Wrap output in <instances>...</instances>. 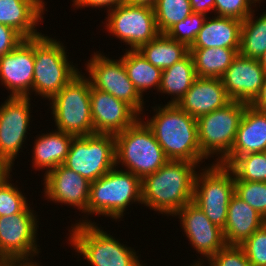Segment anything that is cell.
<instances>
[{
  "label": "cell",
  "instance_id": "cell-32",
  "mask_svg": "<svg viewBox=\"0 0 266 266\" xmlns=\"http://www.w3.org/2000/svg\"><path fill=\"white\" fill-rule=\"evenodd\" d=\"M155 18L160 34H165L172 26L192 13L190 0H158Z\"/></svg>",
  "mask_w": 266,
  "mask_h": 266
},
{
  "label": "cell",
  "instance_id": "cell-38",
  "mask_svg": "<svg viewBox=\"0 0 266 266\" xmlns=\"http://www.w3.org/2000/svg\"><path fill=\"white\" fill-rule=\"evenodd\" d=\"M252 7L249 0H215L214 15L243 21L252 13Z\"/></svg>",
  "mask_w": 266,
  "mask_h": 266
},
{
  "label": "cell",
  "instance_id": "cell-1",
  "mask_svg": "<svg viewBox=\"0 0 266 266\" xmlns=\"http://www.w3.org/2000/svg\"><path fill=\"white\" fill-rule=\"evenodd\" d=\"M200 165L186 160H168L141 180L142 204L165 216H174L192 202L196 167Z\"/></svg>",
  "mask_w": 266,
  "mask_h": 266
},
{
  "label": "cell",
  "instance_id": "cell-7",
  "mask_svg": "<svg viewBox=\"0 0 266 266\" xmlns=\"http://www.w3.org/2000/svg\"><path fill=\"white\" fill-rule=\"evenodd\" d=\"M90 89V80L80 72L49 100L57 130L75 137L94 134Z\"/></svg>",
  "mask_w": 266,
  "mask_h": 266
},
{
  "label": "cell",
  "instance_id": "cell-15",
  "mask_svg": "<svg viewBox=\"0 0 266 266\" xmlns=\"http://www.w3.org/2000/svg\"><path fill=\"white\" fill-rule=\"evenodd\" d=\"M181 222V229L189 239L191 246L196 253L201 254L199 261H195L191 265L206 266L204 261L218 253L227 244L225 242L223 229L213 224L193 202L186 204L175 215Z\"/></svg>",
  "mask_w": 266,
  "mask_h": 266
},
{
  "label": "cell",
  "instance_id": "cell-30",
  "mask_svg": "<svg viewBox=\"0 0 266 266\" xmlns=\"http://www.w3.org/2000/svg\"><path fill=\"white\" fill-rule=\"evenodd\" d=\"M254 13L242 22L239 54L258 59L266 50V12L258 18Z\"/></svg>",
  "mask_w": 266,
  "mask_h": 266
},
{
  "label": "cell",
  "instance_id": "cell-18",
  "mask_svg": "<svg viewBox=\"0 0 266 266\" xmlns=\"http://www.w3.org/2000/svg\"><path fill=\"white\" fill-rule=\"evenodd\" d=\"M46 199L77 207L79 212L87 214L91 182L64 164L49 171L43 178Z\"/></svg>",
  "mask_w": 266,
  "mask_h": 266
},
{
  "label": "cell",
  "instance_id": "cell-25",
  "mask_svg": "<svg viewBox=\"0 0 266 266\" xmlns=\"http://www.w3.org/2000/svg\"><path fill=\"white\" fill-rule=\"evenodd\" d=\"M75 136L54 129L52 132L38 135L34 140L32 168L46 170L44 175L64 164L70 145Z\"/></svg>",
  "mask_w": 266,
  "mask_h": 266
},
{
  "label": "cell",
  "instance_id": "cell-8",
  "mask_svg": "<svg viewBox=\"0 0 266 266\" xmlns=\"http://www.w3.org/2000/svg\"><path fill=\"white\" fill-rule=\"evenodd\" d=\"M247 105L231 101L223 108L197 118L200 150L206 159L215 155L218 157L214 162L220 163L229 154Z\"/></svg>",
  "mask_w": 266,
  "mask_h": 266
},
{
  "label": "cell",
  "instance_id": "cell-46",
  "mask_svg": "<svg viewBox=\"0 0 266 266\" xmlns=\"http://www.w3.org/2000/svg\"><path fill=\"white\" fill-rule=\"evenodd\" d=\"M12 259L4 252L0 244V264L11 261Z\"/></svg>",
  "mask_w": 266,
  "mask_h": 266
},
{
  "label": "cell",
  "instance_id": "cell-5",
  "mask_svg": "<svg viewBox=\"0 0 266 266\" xmlns=\"http://www.w3.org/2000/svg\"><path fill=\"white\" fill-rule=\"evenodd\" d=\"M140 117L133 125L114 135L116 166L125 167L141 180L161 168L169 159L152 129Z\"/></svg>",
  "mask_w": 266,
  "mask_h": 266
},
{
  "label": "cell",
  "instance_id": "cell-4",
  "mask_svg": "<svg viewBox=\"0 0 266 266\" xmlns=\"http://www.w3.org/2000/svg\"><path fill=\"white\" fill-rule=\"evenodd\" d=\"M117 168L113 167L91 182L87 215H102L117 221L122 219L129 205L135 202L142 205L141 179L130 171Z\"/></svg>",
  "mask_w": 266,
  "mask_h": 266
},
{
  "label": "cell",
  "instance_id": "cell-33",
  "mask_svg": "<svg viewBox=\"0 0 266 266\" xmlns=\"http://www.w3.org/2000/svg\"><path fill=\"white\" fill-rule=\"evenodd\" d=\"M234 193L266 219V182L234 180Z\"/></svg>",
  "mask_w": 266,
  "mask_h": 266
},
{
  "label": "cell",
  "instance_id": "cell-13",
  "mask_svg": "<svg viewBox=\"0 0 266 266\" xmlns=\"http://www.w3.org/2000/svg\"><path fill=\"white\" fill-rule=\"evenodd\" d=\"M30 102V97L8 96L0 106V159L11 168L30 134Z\"/></svg>",
  "mask_w": 266,
  "mask_h": 266
},
{
  "label": "cell",
  "instance_id": "cell-27",
  "mask_svg": "<svg viewBox=\"0 0 266 266\" xmlns=\"http://www.w3.org/2000/svg\"><path fill=\"white\" fill-rule=\"evenodd\" d=\"M121 60L123 61L127 76L142 97H144L143 93L152 87L155 90L157 89L158 93L162 75L160 68L153 66L138 50L126 49Z\"/></svg>",
  "mask_w": 266,
  "mask_h": 266
},
{
  "label": "cell",
  "instance_id": "cell-31",
  "mask_svg": "<svg viewBox=\"0 0 266 266\" xmlns=\"http://www.w3.org/2000/svg\"><path fill=\"white\" fill-rule=\"evenodd\" d=\"M227 167L234 180L266 182V152L238 156Z\"/></svg>",
  "mask_w": 266,
  "mask_h": 266
},
{
  "label": "cell",
  "instance_id": "cell-40",
  "mask_svg": "<svg viewBox=\"0 0 266 266\" xmlns=\"http://www.w3.org/2000/svg\"><path fill=\"white\" fill-rule=\"evenodd\" d=\"M72 6L76 9L84 8V7H92V8H108L107 11H111L116 7L126 3V0H72Z\"/></svg>",
  "mask_w": 266,
  "mask_h": 266
},
{
  "label": "cell",
  "instance_id": "cell-11",
  "mask_svg": "<svg viewBox=\"0 0 266 266\" xmlns=\"http://www.w3.org/2000/svg\"><path fill=\"white\" fill-rule=\"evenodd\" d=\"M85 65L87 77L91 86L108 92L121 101L130 105L139 115L144 112V98L135 89L134 84L127 76L123 61L111 59L101 52H94Z\"/></svg>",
  "mask_w": 266,
  "mask_h": 266
},
{
  "label": "cell",
  "instance_id": "cell-42",
  "mask_svg": "<svg viewBox=\"0 0 266 266\" xmlns=\"http://www.w3.org/2000/svg\"><path fill=\"white\" fill-rule=\"evenodd\" d=\"M250 105L258 111L266 112V74L260 93Z\"/></svg>",
  "mask_w": 266,
  "mask_h": 266
},
{
  "label": "cell",
  "instance_id": "cell-41",
  "mask_svg": "<svg viewBox=\"0 0 266 266\" xmlns=\"http://www.w3.org/2000/svg\"><path fill=\"white\" fill-rule=\"evenodd\" d=\"M192 12L208 15V12L214 13L215 0H190Z\"/></svg>",
  "mask_w": 266,
  "mask_h": 266
},
{
  "label": "cell",
  "instance_id": "cell-19",
  "mask_svg": "<svg viewBox=\"0 0 266 266\" xmlns=\"http://www.w3.org/2000/svg\"><path fill=\"white\" fill-rule=\"evenodd\" d=\"M265 74L258 59L238 53L220 79L232 101L250 105L260 93Z\"/></svg>",
  "mask_w": 266,
  "mask_h": 266
},
{
  "label": "cell",
  "instance_id": "cell-2",
  "mask_svg": "<svg viewBox=\"0 0 266 266\" xmlns=\"http://www.w3.org/2000/svg\"><path fill=\"white\" fill-rule=\"evenodd\" d=\"M153 109L155 115L145 122L166 157L169 160L203 163L206 158L200 150L197 119L174 104H160Z\"/></svg>",
  "mask_w": 266,
  "mask_h": 266
},
{
  "label": "cell",
  "instance_id": "cell-12",
  "mask_svg": "<svg viewBox=\"0 0 266 266\" xmlns=\"http://www.w3.org/2000/svg\"><path fill=\"white\" fill-rule=\"evenodd\" d=\"M106 19L107 32L129 45L130 50H137L160 34L155 11L150 7L124 3L109 11Z\"/></svg>",
  "mask_w": 266,
  "mask_h": 266
},
{
  "label": "cell",
  "instance_id": "cell-6",
  "mask_svg": "<svg viewBox=\"0 0 266 266\" xmlns=\"http://www.w3.org/2000/svg\"><path fill=\"white\" fill-rule=\"evenodd\" d=\"M34 56L32 92L45 100H51L81 72L68 60L66 48L55 37H34Z\"/></svg>",
  "mask_w": 266,
  "mask_h": 266
},
{
  "label": "cell",
  "instance_id": "cell-16",
  "mask_svg": "<svg viewBox=\"0 0 266 266\" xmlns=\"http://www.w3.org/2000/svg\"><path fill=\"white\" fill-rule=\"evenodd\" d=\"M34 62V38L23 40L0 57V81L10 91L8 96L32 97Z\"/></svg>",
  "mask_w": 266,
  "mask_h": 266
},
{
  "label": "cell",
  "instance_id": "cell-44",
  "mask_svg": "<svg viewBox=\"0 0 266 266\" xmlns=\"http://www.w3.org/2000/svg\"><path fill=\"white\" fill-rule=\"evenodd\" d=\"M158 0H126L127 4L155 8Z\"/></svg>",
  "mask_w": 266,
  "mask_h": 266
},
{
  "label": "cell",
  "instance_id": "cell-28",
  "mask_svg": "<svg viewBox=\"0 0 266 266\" xmlns=\"http://www.w3.org/2000/svg\"><path fill=\"white\" fill-rule=\"evenodd\" d=\"M137 50L147 61L161 70L171 67L189 53V48L184 43L171 39L166 34H159Z\"/></svg>",
  "mask_w": 266,
  "mask_h": 266
},
{
  "label": "cell",
  "instance_id": "cell-48",
  "mask_svg": "<svg viewBox=\"0 0 266 266\" xmlns=\"http://www.w3.org/2000/svg\"><path fill=\"white\" fill-rule=\"evenodd\" d=\"M249 1L251 2V4H252L253 6L256 7V2L260 4L262 0H249ZM254 4H255V5H254Z\"/></svg>",
  "mask_w": 266,
  "mask_h": 266
},
{
  "label": "cell",
  "instance_id": "cell-47",
  "mask_svg": "<svg viewBox=\"0 0 266 266\" xmlns=\"http://www.w3.org/2000/svg\"><path fill=\"white\" fill-rule=\"evenodd\" d=\"M258 60H259L260 65L264 68V71L266 72V50L258 58Z\"/></svg>",
  "mask_w": 266,
  "mask_h": 266
},
{
  "label": "cell",
  "instance_id": "cell-36",
  "mask_svg": "<svg viewBox=\"0 0 266 266\" xmlns=\"http://www.w3.org/2000/svg\"><path fill=\"white\" fill-rule=\"evenodd\" d=\"M240 247L252 266H266V223L256 230Z\"/></svg>",
  "mask_w": 266,
  "mask_h": 266
},
{
  "label": "cell",
  "instance_id": "cell-37",
  "mask_svg": "<svg viewBox=\"0 0 266 266\" xmlns=\"http://www.w3.org/2000/svg\"><path fill=\"white\" fill-rule=\"evenodd\" d=\"M206 263H208V266H252L244 250L237 245H226L210 257Z\"/></svg>",
  "mask_w": 266,
  "mask_h": 266
},
{
  "label": "cell",
  "instance_id": "cell-43",
  "mask_svg": "<svg viewBox=\"0 0 266 266\" xmlns=\"http://www.w3.org/2000/svg\"><path fill=\"white\" fill-rule=\"evenodd\" d=\"M0 266H40L33 260H11L0 264ZM42 266V265H41Z\"/></svg>",
  "mask_w": 266,
  "mask_h": 266
},
{
  "label": "cell",
  "instance_id": "cell-20",
  "mask_svg": "<svg viewBox=\"0 0 266 266\" xmlns=\"http://www.w3.org/2000/svg\"><path fill=\"white\" fill-rule=\"evenodd\" d=\"M231 101L220 78L197 76L176 105L197 119L201 115L223 108Z\"/></svg>",
  "mask_w": 266,
  "mask_h": 266
},
{
  "label": "cell",
  "instance_id": "cell-23",
  "mask_svg": "<svg viewBox=\"0 0 266 266\" xmlns=\"http://www.w3.org/2000/svg\"><path fill=\"white\" fill-rule=\"evenodd\" d=\"M265 223V218L234 193L229 201L223 229L226 244L240 246Z\"/></svg>",
  "mask_w": 266,
  "mask_h": 266
},
{
  "label": "cell",
  "instance_id": "cell-22",
  "mask_svg": "<svg viewBox=\"0 0 266 266\" xmlns=\"http://www.w3.org/2000/svg\"><path fill=\"white\" fill-rule=\"evenodd\" d=\"M45 5L44 0H0V24L12 27L25 39L40 36L35 27L43 20Z\"/></svg>",
  "mask_w": 266,
  "mask_h": 266
},
{
  "label": "cell",
  "instance_id": "cell-3",
  "mask_svg": "<svg viewBox=\"0 0 266 266\" xmlns=\"http://www.w3.org/2000/svg\"><path fill=\"white\" fill-rule=\"evenodd\" d=\"M82 219L74 223L69 231V244L82 255L91 266H145L137 252L122 244L112 235L98 227L96 222ZM139 258V259H138Z\"/></svg>",
  "mask_w": 266,
  "mask_h": 266
},
{
  "label": "cell",
  "instance_id": "cell-21",
  "mask_svg": "<svg viewBox=\"0 0 266 266\" xmlns=\"http://www.w3.org/2000/svg\"><path fill=\"white\" fill-rule=\"evenodd\" d=\"M260 152H266V112L247 105L232 149L219 164L228 166L238 156Z\"/></svg>",
  "mask_w": 266,
  "mask_h": 266
},
{
  "label": "cell",
  "instance_id": "cell-45",
  "mask_svg": "<svg viewBox=\"0 0 266 266\" xmlns=\"http://www.w3.org/2000/svg\"><path fill=\"white\" fill-rule=\"evenodd\" d=\"M11 172L12 168L4 160L0 159V183L6 179Z\"/></svg>",
  "mask_w": 266,
  "mask_h": 266
},
{
  "label": "cell",
  "instance_id": "cell-26",
  "mask_svg": "<svg viewBox=\"0 0 266 266\" xmlns=\"http://www.w3.org/2000/svg\"><path fill=\"white\" fill-rule=\"evenodd\" d=\"M196 77L194 61L188 53L179 62L162 70L158 92L171 96V101L169 100L167 104L176 105L190 89Z\"/></svg>",
  "mask_w": 266,
  "mask_h": 266
},
{
  "label": "cell",
  "instance_id": "cell-9",
  "mask_svg": "<svg viewBox=\"0 0 266 266\" xmlns=\"http://www.w3.org/2000/svg\"><path fill=\"white\" fill-rule=\"evenodd\" d=\"M210 165L196 173L192 202L213 224L224 229L229 201L234 194V174L222 164Z\"/></svg>",
  "mask_w": 266,
  "mask_h": 266
},
{
  "label": "cell",
  "instance_id": "cell-14",
  "mask_svg": "<svg viewBox=\"0 0 266 266\" xmlns=\"http://www.w3.org/2000/svg\"><path fill=\"white\" fill-rule=\"evenodd\" d=\"M28 205L22 212L0 217V244L12 260H33L39 255L37 215ZM38 220V221H37Z\"/></svg>",
  "mask_w": 266,
  "mask_h": 266
},
{
  "label": "cell",
  "instance_id": "cell-24",
  "mask_svg": "<svg viewBox=\"0 0 266 266\" xmlns=\"http://www.w3.org/2000/svg\"><path fill=\"white\" fill-rule=\"evenodd\" d=\"M207 16L202 29L189 48H233L239 53L241 39V20Z\"/></svg>",
  "mask_w": 266,
  "mask_h": 266
},
{
  "label": "cell",
  "instance_id": "cell-35",
  "mask_svg": "<svg viewBox=\"0 0 266 266\" xmlns=\"http://www.w3.org/2000/svg\"><path fill=\"white\" fill-rule=\"evenodd\" d=\"M206 18L207 16L204 14L192 12L184 20L172 26L165 34L171 39L184 43L189 48L202 29Z\"/></svg>",
  "mask_w": 266,
  "mask_h": 266
},
{
  "label": "cell",
  "instance_id": "cell-29",
  "mask_svg": "<svg viewBox=\"0 0 266 266\" xmlns=\"http://www.w3.org/2000/svg\"><path fill=\"white\" fill-rule=\"evenodd\" d=\"M196 76L221 78L238 52L233 48H189Z\"/></svg>",
  "mask_w": 266,
  "mask_h": 266
},
{
  "label": "cell",
  "instance_id": "cell-39",
  "mask_svg": "<svg viewBox=\"0 0 266 266\" xmlns=\"http://www.w3.org/2000/svg\"><path fill=\"white\" fill-rule=\"evenodd\" d=\"M25 38L10 26L0 24V57L10 53Z\"/></svg>",
  "mask_w": 266,
  "mask_h": 266
},
{
  "label": "cell",
  "instance_id": "cell-17",
  "mask_svg": "<svg viewBox=\"0 0 266 266\" xmlns=\"http://www.w3.org/2000/svg\"><path fill=\"white\" fill-rule=\"evenodd\" d=\"M90 105L94 134L116 135L133 125L141 117L124 101L92 86Z\"/></svg>",
  "mask_w": 266,
  "mask_h": 266
},
{
  "label": "cell",
  "instance_id": "cell-10",
  "mask_svg": "<svg viewBox=\"0 0 266 266\" xmlns=\"http://www.w3.org/2000/svg\"><path fill=\"white\" fill-rule=\"evenodd\" d=\"M115 137L92 134L74 137L64 165L93 182L116 166Z\"/></svg>",
  "mask_w": 266,
  "mask_h": 266
},
{
  "label": "cell",
  "instance_id": "cell-34",
  "mask_svg": "<svg viewBox=\"0 0 266 266\" xmlns=\"http://www.w3.org/2000/svg\"><path fill=\"white\" fill-rule=\"evenodd\" d=\"M10 178L11 174L0 183V217L20 213L29 205L24 193Z\"/></svg>",
  "mask_w": 266,
  "mask_h": 266
}]
</instances>
